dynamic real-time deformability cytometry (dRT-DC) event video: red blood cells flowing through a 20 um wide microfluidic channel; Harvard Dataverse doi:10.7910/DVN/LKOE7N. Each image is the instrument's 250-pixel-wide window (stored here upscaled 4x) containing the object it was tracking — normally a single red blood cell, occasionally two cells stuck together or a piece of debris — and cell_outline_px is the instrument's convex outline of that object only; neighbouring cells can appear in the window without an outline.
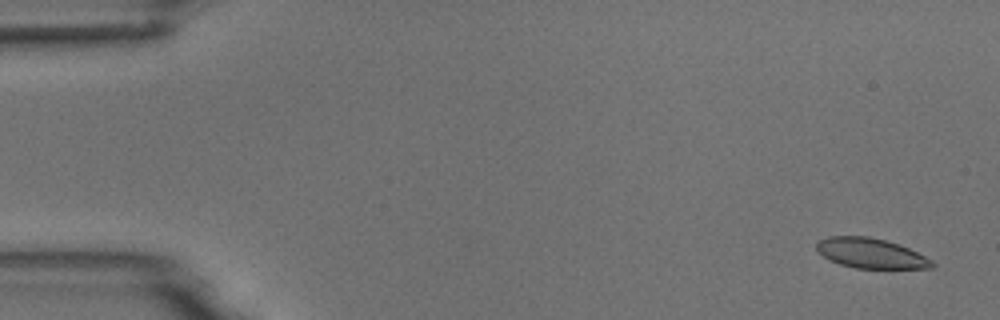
{"species": "common noctule bat (a hibernating species)", "species_latin": "Nyctalus noctula", "temperature_condition": "room temperature", "stored_images_in_passage": 5, "camera_frame_rate_fps": 3000, "um_per_image_px": 0.085, "animal": {"sex": "male", "body_mass_g": 18.8}, "frame": {"image": 1, "passage_image": 1, "time_ms": 0.0, "image_size_px": [1000, 320], "cell_outline_px": [[936, 264], [932, 268], [856, 268], [840, 264], [824, 256], [816, 248], [816, 244], [820, 240], [828, 236], [868, 236], [884, 240], [908, 248], [932, 260]], "centroid_in_image_um": [74.02, 21.52], "position_along_channel_um": 11.0, "area_um2": 19.83}}
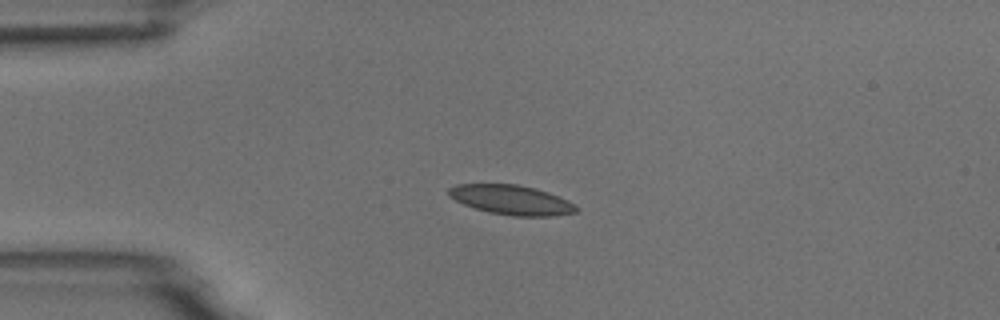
{"frame": {"image": 2, "passage_image": 4, "time_ms": 3.667, "image_size_px": [1000, 320], "cell_outline_px": [[580, 208], [576, 212], [552, 216], [512, 216], [488, 212], [464, 204], [448, 196], [448, 188], [456, 184], [516, 184], [536, 188], [548, 192], [568, 200]], "centroid_in_image_um": [43.48, 16.99], "position_along_channel_um": 41.5, "area_um2": 22.02}}